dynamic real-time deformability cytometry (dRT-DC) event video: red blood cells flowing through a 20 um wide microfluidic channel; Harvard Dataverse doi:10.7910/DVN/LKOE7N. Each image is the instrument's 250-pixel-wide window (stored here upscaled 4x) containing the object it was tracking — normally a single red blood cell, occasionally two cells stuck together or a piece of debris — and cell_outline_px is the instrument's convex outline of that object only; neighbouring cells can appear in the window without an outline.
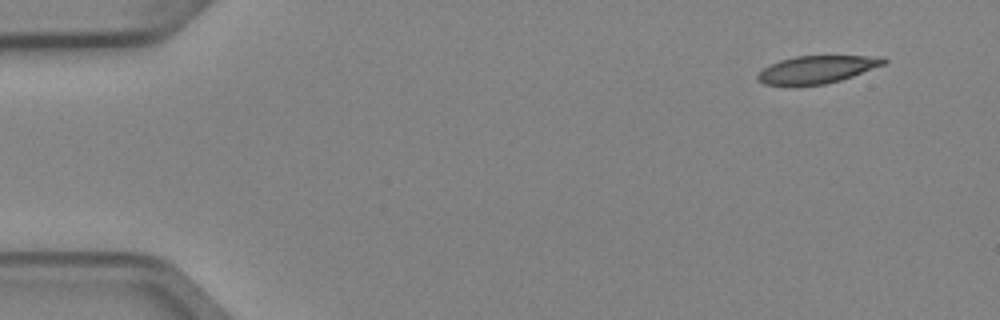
{"species": "Egyptian fruit bat (a non-hibernating species)", "species_latin": "Rousettus aegyptiacus", "temperature_condition": "cold", "stored_images_in_passage": 4, "camera_frame_rate_fps": 3000, "um_per_image_px": 0.085, "animal": {"sex": "female"}, "frame": {"image": 1, "passage_image": 1, "time_ms": 0.0, "image_size_px": [1000, 320], "cell_outline_px": [[888, 60], [884, 64], [852, 76], [840, 80], [824, 84], [764, 84], [756, 80], [756, 76], [764, 68], [780, 60], [796, 56], [884, 56]], "centroid_in_image_um": [69.46, 5.88], "position_along_channel_um": 15.5, "area_um2": 19.83}}
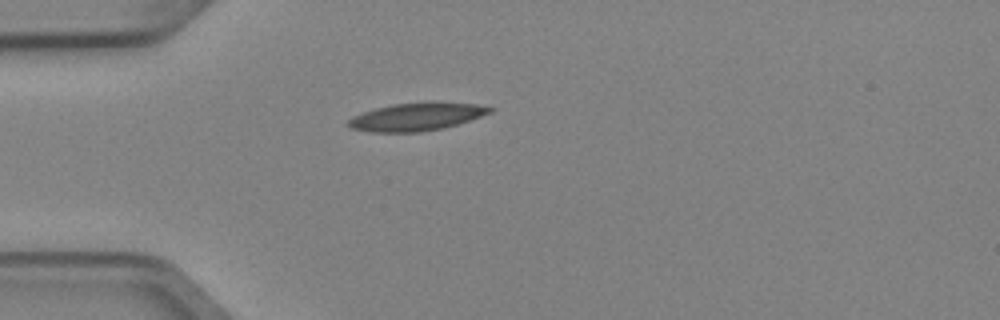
{"frame": {"image": 2, "passage_image": 4, "time_ms": 1.0, "image_size_px": [1000, 320], "cell_outline_px": [[496, 108], [492, 112], [456, 124], [440, 128], [416, 132], [372, 132], [352, 128], [348, 124], [348, 120], [352, 116], [376, 108], [392, 104], [428, 100], [436, 100], [476, 104]], "centroid_in_image_um": [35.44, 9.88], "position_along_channel_um": 49.6, "area_um2": 23.18}}